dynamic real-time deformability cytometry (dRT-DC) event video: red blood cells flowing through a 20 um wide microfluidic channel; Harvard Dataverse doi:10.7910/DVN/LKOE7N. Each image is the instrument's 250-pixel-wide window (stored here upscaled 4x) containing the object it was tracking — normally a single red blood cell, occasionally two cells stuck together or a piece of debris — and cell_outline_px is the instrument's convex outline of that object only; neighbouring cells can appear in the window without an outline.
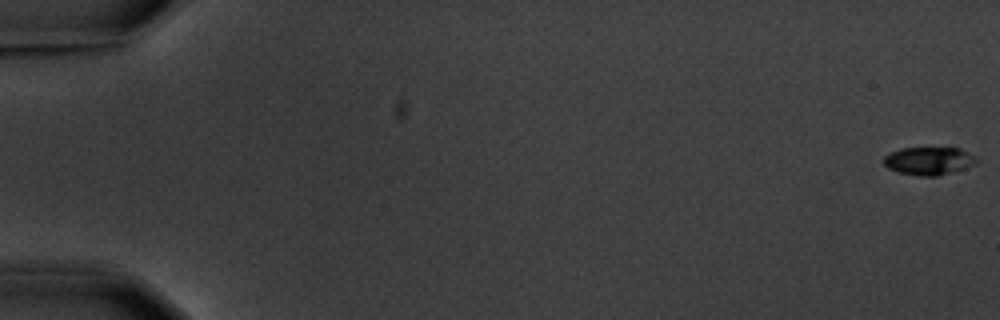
{"species": "common noctule bat (a hibernating species)", "species_latin": "Nyctalus noctula", "temperature_condition": "warm", "stored_images_in_passage": 6, "camera_frame_rate_fps": 3000, "um_per_image_px": 0.085, "animal": {"sex": "male", "body_mass_g": 20.1, "forearm_length_mm": 53.5}, "frame": {"image": 1, "passage_image": 1, "time_ms": 0.0, "image_size_px": [1000, 320], "cell_outline_px": [[980, 160], [976, 164], [968, 168], [936, 176], [920, 176], [900, 172], [888, 168], [884, 164], [884, 156], [900, 148], [960, 148], [976, 156]], "centroid_in_image_um": [79.02, 13.67], "position_along_channel_um": 6.0, "area_um2": 15.2}}
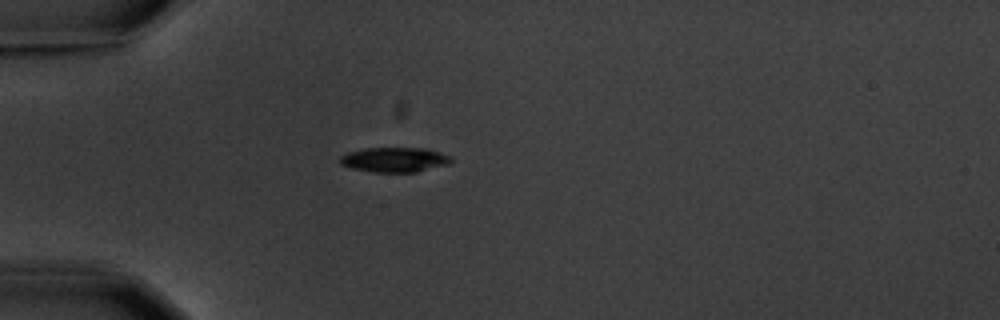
{"frame": {"image": 2, "passage_image": 5, "time_ms": 5.667, "image_size_px": [1000, 320], "cell_outline_px": [[452, 160], [448, 164], [416, 172], [372, 172], [352, 168], [340, 164], [340, 156], [348, 152], [364, 148], [428, 148], [440, 152], [448, 156]], "centroid_in_image_um": [33.51, 13.57], "position_along_channel_um": 51.5, "area_um2": 16.01}}